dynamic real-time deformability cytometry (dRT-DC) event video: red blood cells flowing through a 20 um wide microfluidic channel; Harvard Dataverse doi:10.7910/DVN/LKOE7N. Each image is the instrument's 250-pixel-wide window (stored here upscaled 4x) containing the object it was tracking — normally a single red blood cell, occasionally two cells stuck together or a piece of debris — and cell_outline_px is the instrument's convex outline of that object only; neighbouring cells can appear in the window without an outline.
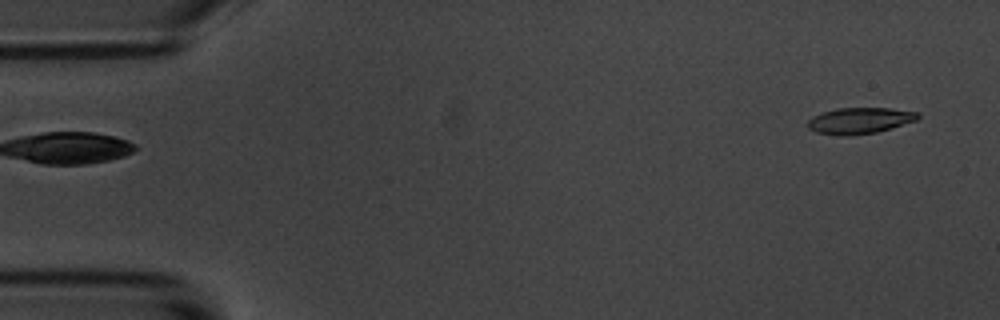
{"species": "common noctule bat (a hibernating species)", "species_latin": "Nyctalus noctula", "temperature_condition": "room temperature", "stored_images_in_passage": 6, "camera_frame_rate_fps": 3000, "um_per_image_px": 0.085, "animal": {"sex": "male", "body_mass_g": 20.1, "forearm_length_mm": 53.5}, "frame": {"image": 1, "passage_image": 6, "time_ms": 5.667, "image_size_px": [1000, 320], "cell_outline_px": [[920, 116], [916, 120], [892, 128], [876, 132], [848, 136], [840, 136], [816, 132], [808, 128], [804, 124], [812, 116], [836, 108], [888, 108], [920, 112]], "centroid_in_image_um": [73.04, 10.25], "position_along_channel_um": 12.0, "area_um2": 16.94}}